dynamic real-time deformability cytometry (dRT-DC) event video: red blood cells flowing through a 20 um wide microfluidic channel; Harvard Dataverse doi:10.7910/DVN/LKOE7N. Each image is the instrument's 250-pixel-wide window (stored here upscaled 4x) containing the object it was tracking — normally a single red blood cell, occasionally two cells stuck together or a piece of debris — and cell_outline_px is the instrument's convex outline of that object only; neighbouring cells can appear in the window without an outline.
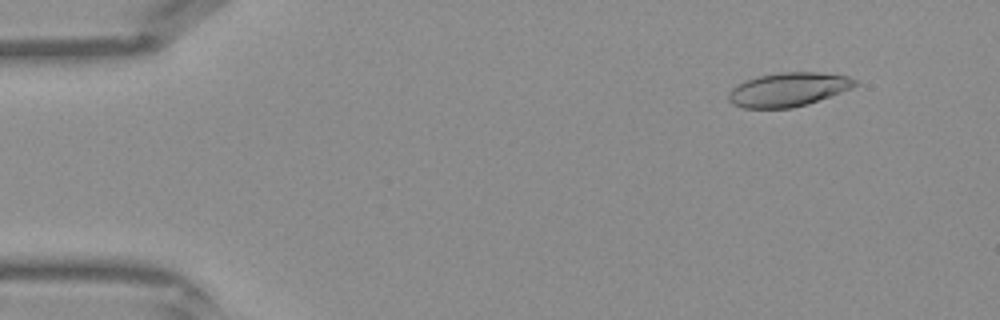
{"species": "Egyptian fruit bat (a non-hibernating species)", "species_latin": "Rousettus aegyptiacus", "temperature_condition": "warm", "stored_images_in_passage": 41, "camera_frame_rate_fps": 3000, "um_per_image_px": 0.085, "frame": {"image": 1, "passage_image": 4, "time_ms": 1.0, "image_size_px": [1000, 320], "cell_outline_px": [[860, 84], [852, 88], [808, 104], [792, 108], [744, 108], [732, 104], [728, 100], [728, 92], [732, 88], [756, 76], [776, 72], [820, 72], [848, 76], [856, 80]], "centroid_in_image_um": [67.02, 7.6], "position_along_channel_um": 18.0, "area_um2": 25.09}}
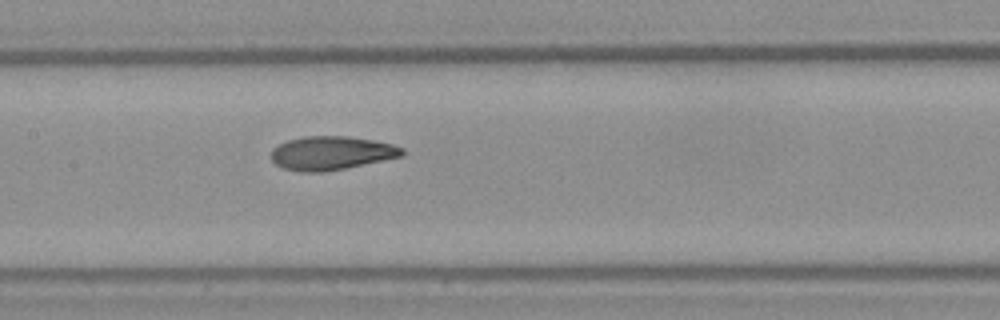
{"frame": {"image": 2, "passage_image": 20, "time_ms": 6.333, "image_size_px": [1000, 320], "cell_outline_px": [[404, 156], [324, 172], [300, 172], [284, 168], [276, 164], [272, 160], [272, 148], [288, 140], [304, 136], [348, 136], [372, 140], [392, 144], [404, 148]], "centroid_in_image_um": [28.18, 13.01], "position_along_channel_um": 179.2, "area_um2": 25.61}}
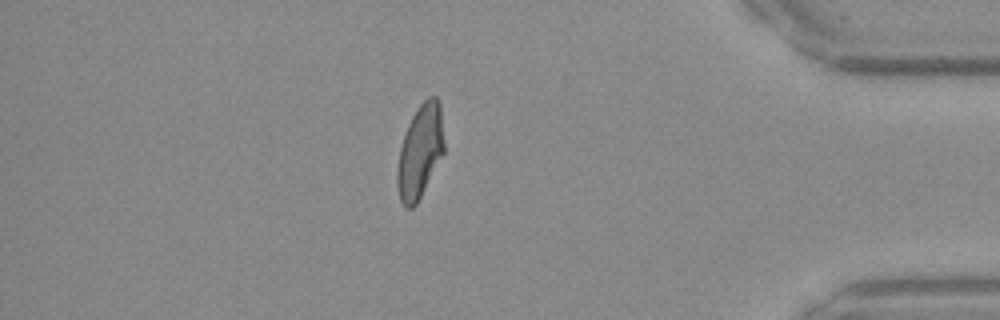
{"frame": {"image": 3, "passage_image": 36, "time_ms": 11.667, "image_size_px": [1000, 320], "cell_outline_px": [[444, 152], [416, 204], [412, 208], [404, 208], [400, 200], [396, 184], [396, 172], [400, 148], [408, 124], [412, 116], [420, 104], [428, 96], [436, 96], [440, 104], [444, 140]], "centroid_in_image_um": [35.69, 12.88], "position_along_channel_um": 399.5, "area_um2": 25.37}}